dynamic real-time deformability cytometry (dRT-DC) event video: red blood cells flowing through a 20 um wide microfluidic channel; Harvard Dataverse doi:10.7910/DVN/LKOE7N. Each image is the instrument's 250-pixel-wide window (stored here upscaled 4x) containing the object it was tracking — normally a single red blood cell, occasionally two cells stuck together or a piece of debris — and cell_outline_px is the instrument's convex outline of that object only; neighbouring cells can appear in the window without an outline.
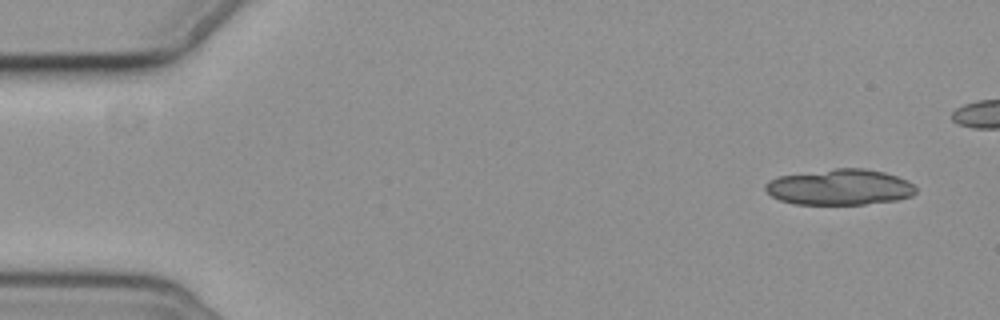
{"species": "common noctule bat (a hibernating species)", "species_latin": "Nyctalus noctula", "temperature_condition": "cold", "stored_images_in_passage": 6, "camera_frame_rate_fps": 3000, "um_per_image_px": 0.085, "animal": {"sex": "female", "body_mass_g": 19.3, "forearm_length_mm": 54.1}, "frame": {"image": 1, "passage_image": 1, "time_ms": 0.0, "image_size_px": [1000, 320], "cell_outline_px": [[916, 192], [912, 196], [896, 200], [864, 204], [796, 204], [780, 200], [772, 196], [764, 188], [764, 184], [768, 180], [780, 176], [836, 168], [864, 168], [884, 172], [908, 180], [916, 188]], "centroid_in_image_um": [71.38, 15.9], "position_along_channel_um": 13.6, "area_um2": 31.33}}
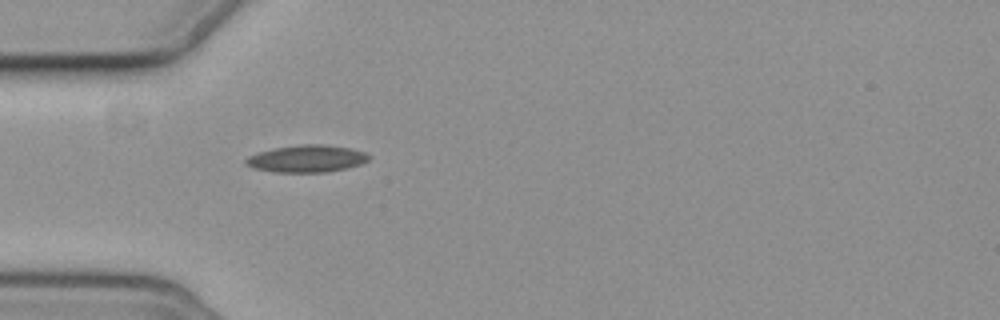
{"frame": {"image": 2, "passage_image": 6, "time_ms": 7.0, "image_size_px": [1000, 320], "cell_outline_px": [[372, 156], [368, 160], [360, 164], [328, 172], [272, 172], [252, 168], [244, 164], [244, 160], [248, 156], [260, 152], [276, 148], [300, 144], [324, 144], [352, 148], [364, 152]], "centroid_in_image_um": [26.06, 13.48], "position_along_channel_um": 58.9, "area_um2": 19.54}}